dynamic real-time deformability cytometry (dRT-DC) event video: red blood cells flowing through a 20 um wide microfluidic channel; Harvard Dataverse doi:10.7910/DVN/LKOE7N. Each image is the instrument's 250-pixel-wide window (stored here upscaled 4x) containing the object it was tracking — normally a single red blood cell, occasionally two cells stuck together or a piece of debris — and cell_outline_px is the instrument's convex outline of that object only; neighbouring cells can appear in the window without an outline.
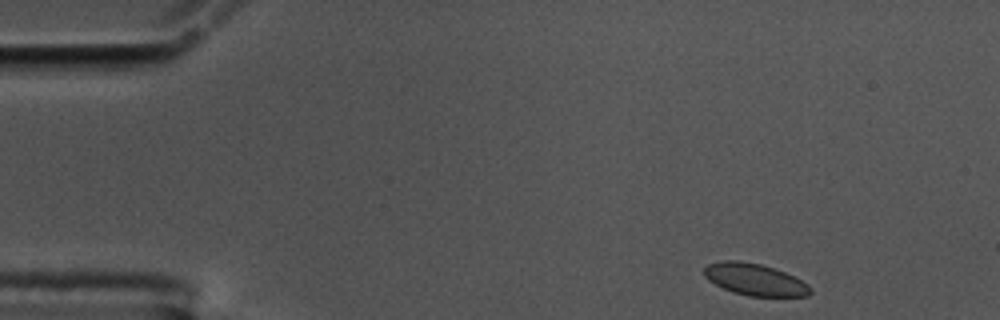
{"species": "common noctule bat (a hibernating species)", "species_latin": "Nyctalus noctula", "temperature_condition": "cold", "stored_images_in_passage": 18, "camera_frame_rate_fps": 3000, "um_per_image_px": 0.085, "animal": {"sex": "male", "body_mass_g": 17.5, "forearm_length_mm": 52.3}, "frame": {"image": 1, "passage_image": 1, "time_ms": 0.0, "image_size_px": [1000, 320], "cell_outline_px": [[812, 292], [808, 296], [748, 296], [732, 292], [708, 280], [704, 276], [704, 268], [708, 264], [724, 260], [740, 260], [760, 264], [784, 272], [808, 284], [812, 288]], "centroid_in_image_um": [64.15, 23.76], "position_along_channel_um": 20.8, "area_um2": 19.59}}
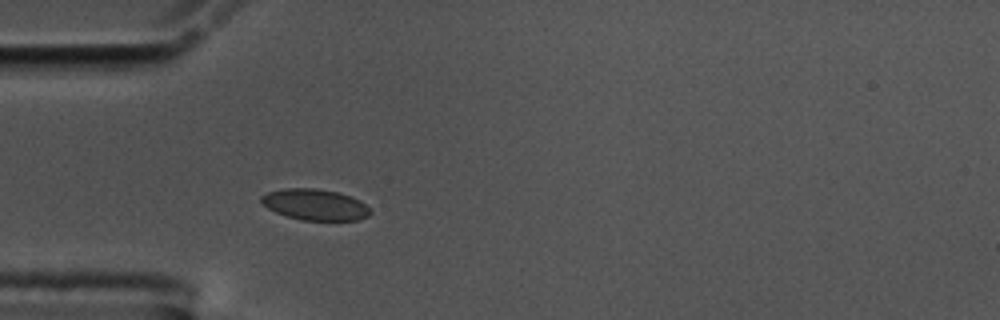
{"frame": {"image": 2, "passage_image": 11, "time_ms": 3.333, "image_size_px": [1000, 320], "cell_outline_px": [[372, 212], [368, 216], [356, 220], [300, 220], [276, 212], [268, 208], [260, 200], [260, 196], [268, 192], [284, 188], [316, 188], [336, 192], [352, 196], [360, 200]], "centroid_in_image_um": [26.77, 17.38], "position_along_channel_um": 58.2, "area_um2": 19.65}}